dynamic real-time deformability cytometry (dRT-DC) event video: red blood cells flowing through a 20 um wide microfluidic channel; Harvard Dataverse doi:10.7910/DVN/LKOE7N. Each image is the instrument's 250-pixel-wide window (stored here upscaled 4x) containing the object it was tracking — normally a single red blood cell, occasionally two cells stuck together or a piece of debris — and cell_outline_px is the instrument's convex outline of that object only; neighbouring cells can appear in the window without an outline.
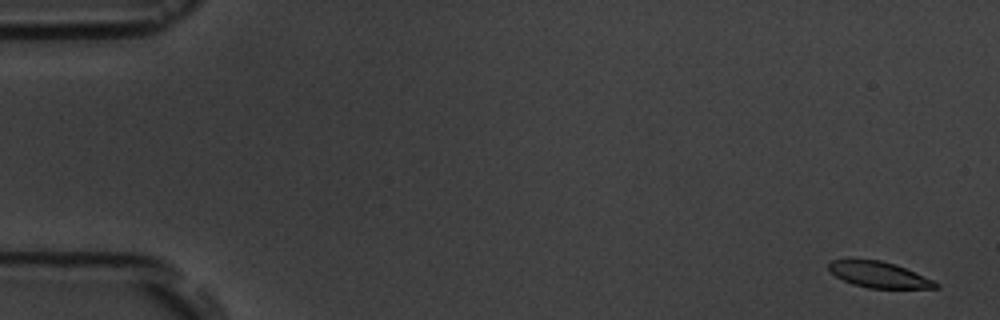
{"species": "common noctule bat (a hibernating species)", "species_latin": "Nyctalus noctula", "temperature_condition": "room temperature", "stored_images_in_passage": 4, "camera_frame_rate_fps": 3000, "um_per_image_px": 0.085, "animal": {"sex": "male", "body_mass_g": 19.5, "forearm_length_mm": 54.6}, "frame": {"image": 1, "passage_image": 1, "time_ms": 0.0, "image_size_px": [1000, 320], "cell_outline_px": [[940, 288], [868, 288], [852, 284], [836, 276], [828, 268], [828, 260], [880, 260], [896, 264], [932, 280], [940, 284]], "centroid_in_image_um": [74.71, 23.35], "position_along_channel_um": 10.3, "area_um2": 15.95}}
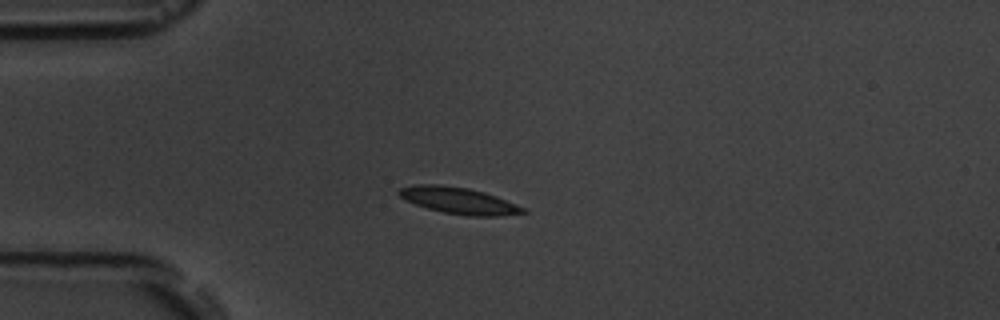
{"frame": {"image": 2, "passage_image": 4, "time_ms": 4.333, "image_size_px": [1000, 320], "cell_outline_px": [[528, 212], [500, 216], [468, 216], [444, 212], [428, 208], [416, 204], [400, 196], [396, 192], [400, 188], [416, 184], [440, 184], [468, 188], [484, 192], [496, 196], [516, 204], [524, 208]], "centroid_in_image_um": [39.01, 17.04], "position_along_channel_um": 46.0, "area_um2": 19.02}}